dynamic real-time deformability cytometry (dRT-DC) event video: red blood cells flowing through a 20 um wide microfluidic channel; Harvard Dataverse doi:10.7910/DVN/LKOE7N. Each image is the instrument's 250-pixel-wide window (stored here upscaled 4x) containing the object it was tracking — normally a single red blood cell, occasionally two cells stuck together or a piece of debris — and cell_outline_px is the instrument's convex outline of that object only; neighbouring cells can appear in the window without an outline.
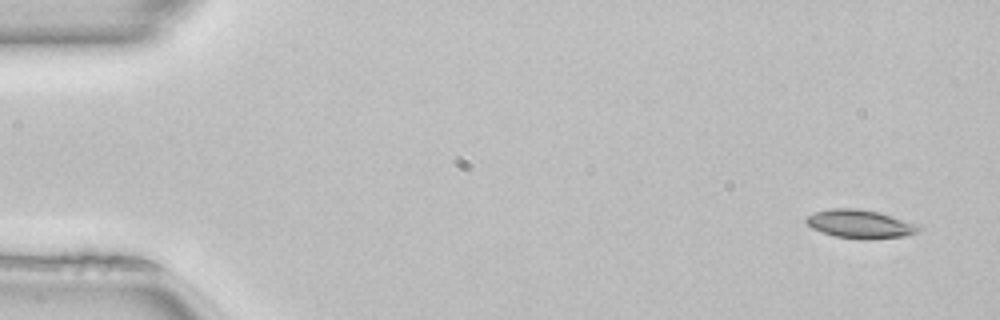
{"species": "common noctule bat (a hibernating species)", "species_latin": "Nyctalus noctula", "temperature_condition": "room temperature", "stored_images_in_passage": 50, "camera_frame_rate_fps": 3000, "um_per_image_px": 0.085, "animal": {"sex": "female", "body_mass_g": 22.7, "forearm_length_mm": 54.2}, "frame": {"image": 1, "passage_image": 2, "time_ms": 0.333, "image_size_px": [1000, 320], "cell_outline_px": [[924, 228], [920, 232], [904, 236], [868, 240], [864, 240], [836, 236], [820, 232], [812, 228], [804, 220], [804, 216], [816, 212], [832, 208], [856, 208], [880, 212], [920, 224]], "centroid_in_image_um": [73.16, 19.04], "position_along_channel_um": 11.8, "area_um2": 19.13}}
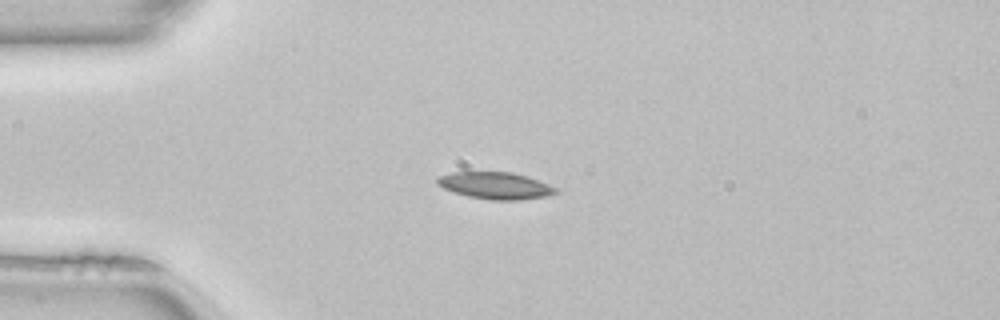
{"frame": {"image": 2, "passage_image": 12, "time_ms": 3.667, "image_size_px": [1000, 320], "cell_outline_px": [[560, 192], [548, 196], [520, 200], [492, 200], [468, 196], [444, 188], [436, 184], [436, 180], [440, 176], [452, 172], [512, 172], [548, 184], [556, 188]], "centroid_in_image_um": [42.12, 15.78], "position_along_channel_um": 42.9, "area_um2": 18.38}}
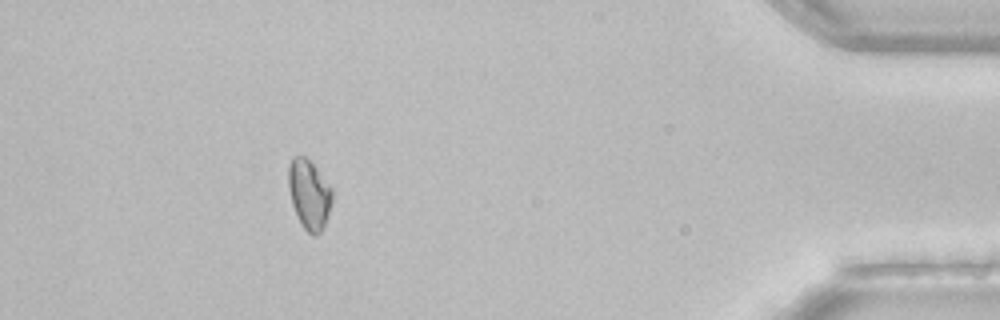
{"frame": {"image": 3, "passage_image": 45, "time_ms": 14.667, "image_size_px": [1000, 320], "cell_outline_px": [[332, 200], [324, 224], [320, 232], [316, 236], [312, 236], [300, 224], [292, 204], [288, 184], [288, 164], [292, 156], [304, 156], [316, 168], [332, 188]], "centroid_in_image_um": [26.25, 16.51], "position_along_channel_um": 408.9, "area_um2": 17.57}}